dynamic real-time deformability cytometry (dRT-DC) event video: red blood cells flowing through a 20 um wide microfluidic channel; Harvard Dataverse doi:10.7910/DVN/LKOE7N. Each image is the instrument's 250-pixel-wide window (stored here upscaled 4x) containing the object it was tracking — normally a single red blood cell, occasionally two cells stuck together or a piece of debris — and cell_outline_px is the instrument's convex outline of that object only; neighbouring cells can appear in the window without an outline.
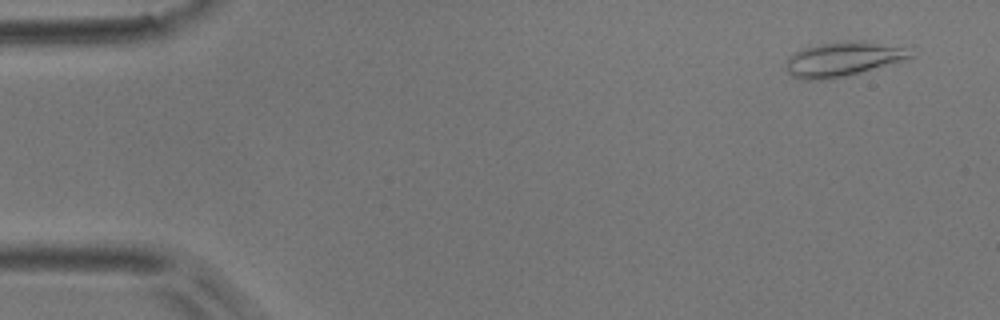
{"species": "common noctule bat (a hibernating species)", "species_latin": "Nyctalus noctula", "temperature_condition": "room temperature", "stored_images_in_passage": 4, "camera_frame_rate_fps": 3000, "um_per_image_px": 0.085, "animal": {"sex": "male", "body_mass_g": 17.9}, "frame": {"image": 1, "passage_image": 4, "time_ms": 4.333, "image_size_px": [1000, 320], "cell_outline_px": [[912, 56], [908, 60], [844, 76], [820, 80], [804, 80], [792, 76], [788, 72], [788, 56], [804, 48], [820, 44], [856, 40], [860, 40], [900, 48]], "centroid_in_image_um": [71.6, 5.04], "position_along_channel_um": 13.4, "area_um2": 24.16}}